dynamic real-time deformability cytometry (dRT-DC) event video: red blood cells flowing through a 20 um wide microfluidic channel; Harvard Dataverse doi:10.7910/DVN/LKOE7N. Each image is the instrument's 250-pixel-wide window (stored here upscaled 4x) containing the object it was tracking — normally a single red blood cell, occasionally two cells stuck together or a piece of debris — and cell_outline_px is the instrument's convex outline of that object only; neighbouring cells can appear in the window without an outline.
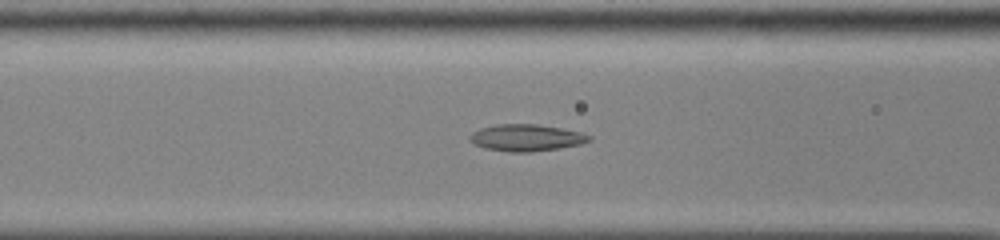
{"species": "common noctule bat (a hibernating species)", "species_latin": "Nyctalus noctula", "temperature_condition": "cold", "stored_images_in_passage": 54, "camera_frame_rate_fps": 3000, "um_per_image_px": 0.085, "animal": {"sex": "male", "body_mass_g": 13.0, "forearm_length_mm": 53.1}, "frame": {"image": 1, "passage_image": 24, "time_ms": 7.667, "image_size_px": [1000, 240], "cell_outline_px": [[592, 140], [580, 144], [560, 148], [532, 152], [508, 152], [484, 148], [472, 144], [468, 140], [468, 136], [472, 132], [480, 128], [496, 124], [536, 124], [560, 128], [580, 132], [592, 136]], "centroid_in_image_um": [44.69, 11.71], "position_along_channel_um": 121.9, "area_um2": 18.84}}
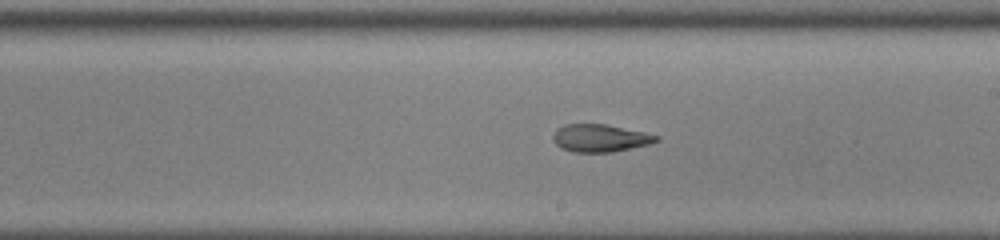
{"frame": {"image": 2, "passage_image": 33, "time_ms": 10.667, "image_size_px": [1000, 240], "cell_outline_px": [[660, 140], [648, 144], [612, 152], [572, 152], [560, 148], [552, 140], [552, 136], [556, 128], [564, 124], [604, 124], [644, 132], [660, 136]], "centroid_in_image_um": [50.96, 11.73], "position_along_channel_um": 238.0, "area_um2": 16.65}}
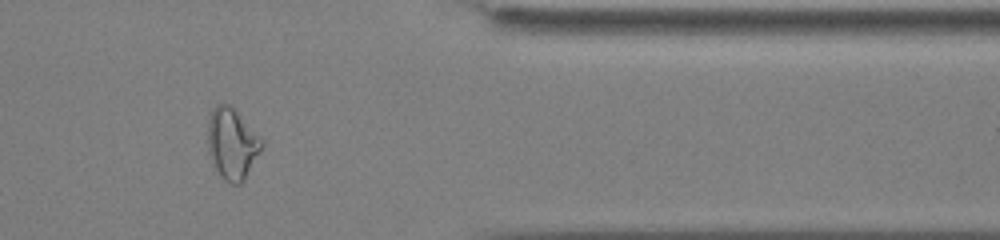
{"frame": {"image": 3, "passage_image": 46, "time_ms": 15.0, "image_size_px": [1000, 240], "cell_outline_px": [[264, 144], [244, 180], [240, 184], [232, 184], [224, 180], [220, 176], [208, 152], [208, 120], [212, 108], [216, 104], [228, 104], [264, 140]], "centroid_in_image_um": [19.72, 12.22], "position_along_channel_um": 391.7, "area_um2": 22.08}, "authors_computed_cell_mechanics": {"area_um2": 19.8254, "velocity_mm_per_s": 3.8735, "shape_relaxation_time_tau1_ms": null, "shape_relaxation_time_tau2_ms": 3.1237, "deformation_change_tau1": null, "deformation_change_tau2": 0.1224}}